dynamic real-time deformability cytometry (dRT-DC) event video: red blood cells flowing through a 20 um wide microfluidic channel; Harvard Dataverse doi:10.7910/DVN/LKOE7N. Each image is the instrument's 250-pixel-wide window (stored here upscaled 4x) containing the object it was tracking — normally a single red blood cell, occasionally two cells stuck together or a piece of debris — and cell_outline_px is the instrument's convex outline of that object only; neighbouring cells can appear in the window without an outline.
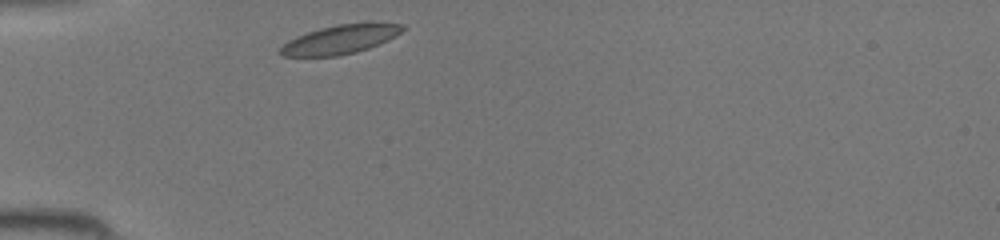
{"species": "common noctule bat (a hibernating species)", "species_latin": "Nyctalus noctula", "temperature_condition": "room temperature", "stored_images_in_passage": 27, "camera_frame_rate_fps": 3000, "um_per_image_px": 0.085, "animal": {"sex": "female", "body_mass_g": 19.5, "forearm_length_mm": 54.1}, "frame": {"image": 1, "passage_image": 1, "time_ms": 0.0, "image_size_px": [1000, 240], "cell_outline_px": [[408, 28], [396, 36], [388, 40], [368, 48], [356, 52], [336, 56], [280, 56], [280, 48], [288, 40], [296, 36], [320, 28], [336, 24], [404, 24]], "centroid_in_image_um": [28.91, 3.36], "position_along_channel_um": 56.1, "area_um2": 20.29}}
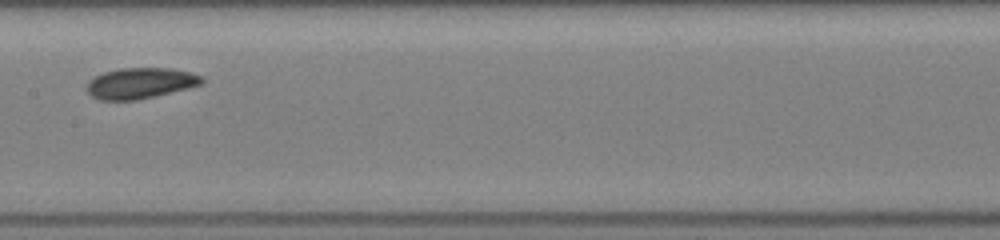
{"frame": {"image": 2, "passage_image": 11, "time_ms": 3.333, "image_size_px": [1000, 240], "cell_outline_px": [[204, 84], [188, 88], [136, 100], [100, 100], [92, 96], [84, 88], [88, 80], [104, 72], [120, 68], [168, 68], [188, 72], [204, 76]], "centroid_in_image_um": [11.91, 7.07], "position_along_channel_um": 195.5, "area_um2": 20.69}}
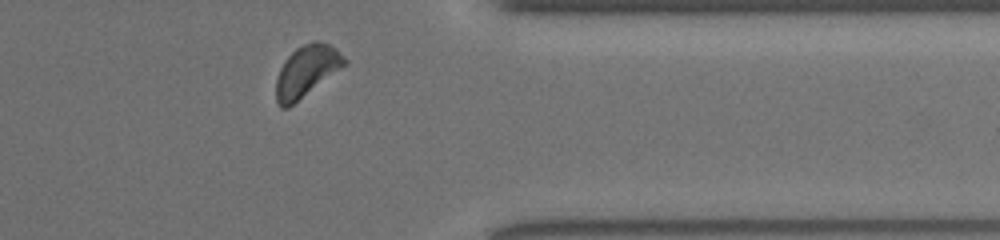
{"frame": {"image": 3, "passage_image": 24, "time_ms": 7.667, "image_size_px": [1000, 240], "cell_outline_px": [[348, 64], [288, 108], [280, 108], [276, 100], [276, 80], [280, 68], [284, 60], [296, 48], [312, 40], [316, 40], [328, 44], [348, 60]], "centroid_in_image_um": [26.05, 6.05], "position_along_channel_um": 385.3, "area_um2": 20.46}}